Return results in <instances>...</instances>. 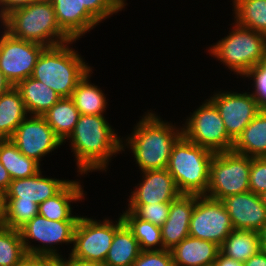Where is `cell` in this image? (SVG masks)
<instances>
[{
	"label": "cell",
	"mask_w": 266,
	"mask_h": 266,
	"mask_svg": "<svg viewBox=\"0 0 266 266\" xmlns=\"http://www.w3.org/2000/svg\"><path fill=\"white\" fill-rule=\"evenodd\" d=\"M261 250L266 251V224L259 231Z\"/></svg>",
	"instance_id": "46"
},
{
	"label": "cell",
	"mask_w": 266,
	"mask_h": 266,
	"mask_svg": "<svg viewBox=\"0 0 266 266\" xmlns=\"http://www.w3.org/2000/svg\"><path fill=\"white\" fill-rule=\"evenodd\" d=\"M0 162L12 180L34 176L41 171V164L22 154L11 139L0 141Z\"/></svg>",
	"instance_id": "26"
},
{
	"label": "cell",
	"mask_w": 266,
	"mask_h": 266,
	"mask_svg": "<svg viewBox=\"0 0 266 266\" xmlns=\"http://www.w3.org/2000/svg\"><path fill=\"white\" fill-rule=\"evenodd\" d=\"M141 250L132 231L123 223L115 232L112 245L104 261L105 266L133 265Z\"/></svg>",
	"instance_id": "25"
},
{
	"label": "cell",
	"mask_w": 266,
	"mask_h": 266,
	"mask_svg": "<svg viewBox=\"0 0 266 266\" xmlns=\"http://www.w3.org/2000/svg\"><path fill=\"white\" fill-rule=\"evenodd\" d=\"M15 87L19 90L30 115L42 116L61 99L52 88L31 76L20 81Z\"/></svg>",
	"instance_id": "23"
},
{
	"label": "cell",
	"mask_w": 266,
	"mask_h": 266,
	"mask_svg": "<svg viewBox=\"0 0 266 266\" xmlns=\"http://www.w3.org/2000/svg\"><path fill=\"white\" fill-rule=\"evenodd\" d=\"M232 151L251 158L266 157V109H262L244 128Z\"/></svg>",
	"instance_id": "22"
},
{
	"label": "cell",
	"mask_w": 266,
	"mask_h": 266,
	"mask_svg": "<svg viewBox=\"0 0 266 266\" xmlns=\"http://www.w3.org/2000/svg\"><path fill=\"white\" fill-rule=\"evenodd\" d=\"M73 42L75 40L45 47L31 76L52 88L61 98L71 97L79 81L91 70L77 51L69 48Z\"/></svg>",
	"instance_id": "3"
},
{
	"label": "cell",
	"mask_w": 266,
	"mask_h": 266,
	"mask_svg": "<svg viewBox=\"0 0 266 266\" xmlns=\"http://www.w3.org/2000/svg\"><path fill=\"white\" fill-rule=\"evenodd\" d=\"M116 223L113 224L109 219L98 222L92 218L80 216L75 228L73 249L70 255L104 264L115 232L124 223L121 215Z\"/></svg>",
	"instance_id": "9"
},
{
	"label": "cell",
	"mask_w": 266,
	"mask_h": 266,
	"mask_svg": "<svg viewBox=\"0 0 266 266\" xmlns=\"http://www.w3.org/2000/svg\"><path fill=\"white\" fill-rule=\"evenodd\" d=\"M12 181L8 171L0 162V192L3 194L8 190L10 182Z\"/></svg>",
	"instance_id": "44"
},
{
	"label": "cell",
	"mask_w": 266,
	"mask_h": 266,
	"mask_svg": "<svg viewBox=\"0 0 266 266\" xmlns=\"http://www.w3.org/2000/svg\"><path fill=\"white\" fill-rule=\"evenodd\" d=\"M10 139L22 154L39 164L42 157L63 144L45 118L39 115L26 117Z\"/></svg>",
	"instance_id": "13"
},
{
	"label": "cell",
	"mask_w": 266,
	"mask_h": 266,
	"mask_svg": "<svg viewBox=\"0 0 266 266\" xmlns=\"http://www.w3.org/2000/svg\"><path fill=\"white\" fill-rule=\"evenodd\" d=\"M69 256L68 260L63 259L62 257L59 259L60 266H105L103 263L75 258L70 254Z\"/></svg>",
	"instance_id": "41"
},
{
	"label": "cell",
	"mask_w": 266,
	"mask_h": 266,
	"mask_svg": "<svg viewBox=\"0 0 266 266\" xmlns=\"http://www.w3.org/2000/svg\"><path fill=\"white\" fill-rule=\"evenodd\" d=\"M136 125L125 146L132 149L141 172L166 169L174 145L183 136L182 127L164 122L152 112L144 115Z\"/></svg>",
	"instance_id": "2"
},
{
	"label": "cell",
	"mask_w": 266,
	"mask_h": 266,
	"mask_svg": "<svg viewBox=\"0 0 266 266\" xmlns=\"http://www.w3.org/2000/svg\"><path fill=\"white\" fill-rule=\"evenodd\" d=\"M92 69L79 81L71 95L75 107L82 115H103L107 105L105 94L89 82Z\"/></svg>",
	"instance_id": "27"
},
{
	"label": "cell",
	"mask_w": 266,
	"mask_h": 266,
	"mask_svg": "<svg viewBox=\"0 0 266 266\" xmlns=\"http://www.w3.org/2000/svg\"><path fill=\"white\" fill-rule=\"evenodd\" d=\"M223 119L229 137L235 142L244 128L262 110L249 92H218L210 97Z\"/></svg>",
	"instance_id": "14"
},
{
	"label": "cell",
	"mask_w": 266,
	"mask_h": 266,
	"mask_svg": "<svg viewBox=\"0 0 266 266\" xmlns=\"http://www.w3.org/2000/svg\"><path fill=\"white\" fill-rule=\"evenodd\" d=\"M214 152L182 136L174 145L167 170L181 194L205 195L209 186L210 162Z\"/></svg>",
	"instance_id": "5"
},
{
	"label": "cell",
	"mask_w": 266,
	"mask_h": 266,
	"mask_svg": "<svg viewBox=\"0 0 266 266\" xmlns=\"http://www.w3.org/2000/svg\"><path fill=\"white\" fill-rule=\"evenodd\" d=\"M55 134L66 142L65 139L74 130L80 113L70 97L61 98L47 112L42 115Z\"/></svg>",
	"instance_id": "28"
},
{
	"label": "cell",
	"mask_w": 266,
	"mask_h": 266,
	"mask_svg": "<svg viewBox=\"0 0 266 266\" xmlns=\"http://www.w3.org/2000/svg\"><path fill=\"white\" fill-rule=\"evenodd\" d=\"M233 230L230 216L221 200L206 195H195L189 236L221 246Z\"/></svg>",
	"instance_id": "11"
},
{
	"label": "cell",
	"mask_w": 266,
	"mask_h": 266,
	"mask_svg": "<svg viewBox=\"0 0 266 266\" xmlns=\"http://www.w3.org/2000/svg\"><path fill=\"white\" fill-rule=\"evenodd\" d=\"M233 4L235 22L266 35V0H233Z\"/></svg>",
	"instance_id": "31"
},
{
	"label": "cell",
	"mask_w": 266,
	"mask_h": 266,
	"mask_svg": "<svg viewBox=\"0 0 266 266\" xmlns=\"http://www.w3.org/2000/svg\"><path fill=\"white\" fill-rule=\"evenodd\" d=\"M80 182L70 181L58 194L39 204L38 214L52 221H78L79 216H72V201L84 199Z\"/></svg>",
	"instance_id": "21"
},
{
	"label": "cell",
	"mask_w": 266,
	"mask_h": 266,
	"mask_svg": "<svg viewBox=\"0 0 266 266\" xmlns=\"http://www.w3.org/2000/svg\"><path fill=\"white\" fill-rule=\"evenodd\" d=\"M244 76L253 78L255 91L251 94L257 100L261 109H266V67L260 62Z\"/></svg>",
	"instance_id": "37"
},
{
	"label": "cell",
	"mask_w": 266,
	"mask_h": 266,
	"mask_svg": "<svg viewBox=\"0 0 266 266\" xmlns=\"http://www.w3.org/2000/svg\"><path fill=\"white\" fill-rule=\"evenodd\" d=\"M251 157L233 151L215 153L210 162L206 196L223 200L228 196L249 192Z\"/></svg>",
	"instance_id": "7"
},
{
	"label": "cell",
	"mask_w": 266,
	"mask_h": 266,
	"mask_svg": "<svg viewBox=\"0 0 266 266\" xmlns=\"http://www.w3.org/2000/svg\"><path fill=\"white\" fill-rule=\"evenodd\" d=\"M188 118L182 127L187 140L214 153L232 151L234 141L229 137L223 119L210 99L205 100Z\"/></svg>",
	"instance_id": "8"
},
{
	"label": "cell",
	"mask_w": 266,
	"mask_h": 266,
	"mask_svg": "<svg viewBox=\"0 0 266 266\" xmlns=\"http://www.w3.org/2000/svg\"><path fill=\"white\" fill-rule=\"evenodd\" d=\"M249 188L257 195L266 191V157L251 158Z\"/></svg>",
	"instance_id": "36"
},
{
	"label": "cell",
	"mask_w": 266,
	"mask_h": 266,
	"mask_svg": "<svg viewBox=\"0 0 266 266\" xmlns=\"http://www.w3.org/2000/svg\"><path fill=\"white\" fill-rule=\"evenodd\" d=\"M50 2L60 28L72 40L76 41L100 23L85 7H81L79 0H50Z\"/></svg>",
	"instance_id": "19"
},
{
	"label": "cell",
	"mask_w": 266,
	"mask_h": 266,
	"mask_svg": "<svg viewBox=\"0 0 266 266\" xmlns=\"http://www.w3.org/2000/svg\"><path fill=\"white\" fill-rule=\"evenodd\" d=\"M133 266H174L170 250L141 251Z\"/></svg>",
	"instance_id": "38"
},
{
	"label": "cell",
	"mask_w": 266,
	"mask_h": 266,
	"mask_svg": "<svg viewBox=\"0 0 266 266\" xmlns=\"http://www.w3.org/2000/svg\"><path fill=\"white\" fill-rule=\"evenodd\" d=\"M12 37L51 47L72 40L59 26L50 0H42L9 13L2 21Z\"/></svg>",
	"instance_id": "4"
},
{
	"label": "cell",
	"mask_w": 266,
	"mask_h": 266,
	"mask_svg": "<svg viewBox=\"0 0 266 266\" xmlns=\"http://www.w3.org/2000/svg\"><path fill=\"white\" fill-rule=\"evenodd\" d=\"M230 216L234 230L259 232L266 224V207L260 195L251 191L221 200Z\"/></svg>",
	"instance_id": "16"
},
{
	"label": "cell",
	"mask_w": 266,
	"mask_h": 266,
	"mask_svg": "<svg viewBox=\"0 0 266 266\" xmlns=\"http://www.w3.org/2000/svg\"><path fill=\"white\" fill-rule=\"evenodd\" d=\"M121 216L124 223L132 231L133 236L138 241L141 251H159L165 249L163 247L161 227L138 218L133 212L127 209Z\"/></svg>",
	"instance_id": "30"
},
{
	"label": "cell",
	"mask_w": 266,
	"mask_h": 266,
	"mask_svg": "<svg viewBox=\"0 0 266 266\" xmlns=\"http://www.w3.org/2000/svg\"><path fill=\"white\" fill-rule=\"evenodd\" d=\"M261 250L259 232L233 230L220 246V252L239 262H245Z\"/></svg>",
	"instance_id": "29"
},
{
	"label": "cell",
	"mask_w": 266,
	"mask_h": 266,
	"mask_svg": "<svg viewBox=\"0 0 266 266\" xmlns=\"http://www.w3.org/2000/svg\"><path fill=\"white\" fill-rule=\"evenodd\" d=\"M12 87V84L6 79L0 70V95L7 92Z\"/></svg>",
	"instance_id": "45"
},
{
	"label": "cell",
	"mask_w": 266,
	"mask_h": 266,
	"mask_svg": "<svg viewBox=\"0 0 266 266\" xmlns=\"http://www.w3.org/2000/svg\"><path fill=\"white\" fill-rule=\"evenodd\" d=\"M142 174V182L131 192L128 206L171 203L181 195L167 169L146 170Z\"/></svg>",
	"instance_id": "15"
},
{
	"label": "cell",
	"mask_w": 266,
	"mask_h": 266,
	"mask_svg": "<svg viewBox=\"0 0 266 266\" xmlns=\"http://www.w3.org/2000/svg\"><path fill=\"white\" fill-rule=\"evenodd\" d=\"M39 171L36 175L10 182L4 193V201H26L40 204L58 194L71 180L45 178Z\"/></svg>",
	"instance_id": "17"
},
{
	"label": "cell",
	"mask_w": 266,
	"mask_h": 266,
	"mask_svg": "<svg viewBox=\"0 0 266 266\" xmlns=\"http://www.w3.org/2000/svg\"><path fill=\"white\" fill-rule=\"evenodd\" d=\"M39 205L26 201H4V226L19 230L38 214Z\"/></svg>",
	"instance_id": "33"
},
{
	"label": "cell",
	"mask_w": 266,
	"mask_h": 266,
	"mask_svg": "<svg viewBox=\"0 0 266 266\" xmlns=\"http://www.w3.org/2000/svg\"><path fill=\"white\" fill-rule=\"evenodd\" d=\"M170 251L174 266H213L220 246L211 241L188 236Z\"/></svg>",
	"instance_id": "20"
},
{
	"label": "cell",
	"mask_w": 266,
	"mask_h": 266,
	"mask_svg": "<svg viewBox=\"0 0 266 266\" xmlns=\"http://www.w3.org/2000/svg\"><path fill=\"white\" fill-rule=\"evenodd\" d=\"M195 206V195L181 194L171 202L168 219L161 226L163 247L171 250L189 236L191 216Z\"/></svg>",
	"instance_id": "18"
},
{
	"label": "cell",
	"mask_w": 266,
	"mask_h": 266,
	"mask_svg": "<svg viewBox=\"0 0 266 266\" xmlns=\"http://www.w3.org/2000/svg\"><path fill=\"white\" fill-rule=\"evenodd\" d=\"M117 136L105 116L80 114L74 130L67 138L77 160V172L82 175L105 170L110 158L124 151L123 141Z\"/></svg>",
	"instance_id": "1"
},
{
	"label": "cell",
	"mask_w": 266,
	"mask_h": 266,
	"mask_svg": "<svg viewBox=\"0 0 266 266\" xmlns=\"http://www.w3.org/2000/svg\"><path fill=\"white\" fill-rule=\"evenodd\" d=\"M78 221H52L37 214L19 229L27 255L61 258L55 246L58 243H73ZM41 242L43 246H32L29 240ZM52 246V247H51Z\"/></svg>",
	"instance_id": "10"
},
{
	"label": "cell",
	"mask_w": 266,
	"mask_h": 266,
	"mask_svg": "<svg viewBox=\"0 0 266 266\" xmlns=\"http://www.w3.org/2000/svg\"><path fill=\"white\" fill-rule=\"evenodd\" d=\"M244 266H266V251L260 250L244 262Z\"/></svg>",
	"instance_id": "42"
},
{
	"label": "cell",
	"mask_w": 266,
	"mask_h": 266,
	"mask_svg": "<svg viewBox=\"0 0 266 266\" xmlns=\"http://www.w3.org/2000/svg\"><path fill=\"white\" fill-rule=\"evenodd\" d=\"M213 266H244V263L236 261L233 258L227 257L219 252Z\"/></svg>",
	"instance_id": "43"
},
{
	"label": "cell",
	"mask_w": 266,
	"mask_h": 266,
	"mask_svg": "<svg viewBox=\"0 0 266 266\" xmlns=\"http://www.w3.org/2000/svg\"><path fill=\"white\" fill-rule=\"evenodd\" d=\"M27 253L19 230L0 228V266H17Z\"/></svg>",
	"instance_id": "32"
},
{
	"label": "cell",
	"mask_w": 266,
	"mask_h": 266,
	"mask_svg": "<svg viewBox=\"0 0 266 266\" xmlns=\"http://www.w3.org/2000/svg\"><path fill=\"white\" fill-rule=\"evenodd\" d=\"M17 266H60V263L56 257L26 255Z\"/></svg>",
	"instance_id": "39"
},
{
	"label": "cell",
	"mask_w": 266,
	"mask_h": 266,
	"mask_svg": "<svg viewBox=\"0 0 266 266\" xmlns=\"http://www.w3.org/2000/svg\"><path fill=\"white\" fill-rule=\"evenodd\" d=\"M261 63L266 67V51H265V54L261 60Z\"/></svg>",
	"instance_id": "49"
},
{
	"label": "cell",
	"mask_w": 266,
	"mask_h": 266,
	"mask_svg": "<svg viewBox=\"0 0 266 266\" xmlns=\"http://www.w3.org/2000/svg\"><path fill=\"white\" fill-rule=\"evenodd\" d=\"M263 205L266 207V191L260 194Z\"/></svg>",
	"instance_id": "48"
},
{
	"label": "cell",
	"mask_w": 266,
	"mask_h": 266,
	"mask_svg": "<svg viewBox=\"0 0 266 266\" xmlns=\"http://www.w3.org/2000/svg\"><path fill=\"white\" fill-rule=\"evenodd\" d=\"M4 226V194L0 192V228Z\"/></svg>",
	"instance_id": "47"
},
{
	"label": "cell",
	"mask_w": 266,
	"mask_h": 266,
	"mask_svg": "<svg viewBox=\"0 0 266 266\" xmlns=\"http://www.w3.org/2000/svg\"><path fill=\"white\" fill-rule=\"evenodd\" d=\"M27 114L21 94L15 86L0 95V137L10 139Z\"/></svg>",
	"instance_id": "24"
},
{
	"label": "cell",
	"mask_w": 266,
	"mask_h": 266,
	"mask_svg": "<svg viewBox=\"0 0 266 266\" xmlns=\"http://www.w3.org/2000/svg\"><path fill=\"white\" fill-rule=\"evenodd\" d=\"M234 23L232 32L211 46L209 52L231 71L244 76L261 62L266 51V35Z\"/></svg>",
	"instance_id": "6"
},
{
	"label": "cell",
	"mask_w": 266,
	"mask_h": 266,
	"mask_svg": "<svg viewBox=\"0 0 266 266\" xmlns=\"http://www.w3.org/2000/svg\"><path fill=\"white\" fill-rule=\"evenodd\" d=\"M40 1L42 0H0V21L12 11Z\"/></svg>",
	"instance_id": "40"
},
{
	"label": "cell",
	"mask_w": 266,
	"mask_h": 266,
	"mask_svg": "<svg viewBox=\"0 0 266 266\" xmlns=\"http://www.w3.org/2000/svg\"><path fill=\"white\" fill-rule=\"evenodd\" d=\"M99 22L121 11L127 3L125 0H79Z\"/></svg>",
	"instance_id": "35"
},
{
	"label": "cell",
	"mask_w": 266,
	"mask_h": 266,
	"mask_svg": "<svg viewBox=\"0 0 266 266\" xmlns=\"http://www.w3.org/2000/svg\"><path fill=\"white\" fill-rule=\"evenodd\" d=\"M170 204L171 203H155L141 206H129L128 211L133 212L138 218L161 227L168 219Z\"/></svg>",
	"instance_id": "34"
},
{
	"label": "cell",
	"mask_w": 266,
	"mask_h": 266,
	"mask_svg": "<svg viewBox=\"0 0 266 266\" xmlns=\"http://www.w3.org/2000/svg\"><path fill=\"white\" fill-rule=\"evenodd\" d=\"M0 37V70L16 86L32 76L44 45L12 37L5 30Z\"/></svg>",
	"instance_id": "12"
}]
</instances>
